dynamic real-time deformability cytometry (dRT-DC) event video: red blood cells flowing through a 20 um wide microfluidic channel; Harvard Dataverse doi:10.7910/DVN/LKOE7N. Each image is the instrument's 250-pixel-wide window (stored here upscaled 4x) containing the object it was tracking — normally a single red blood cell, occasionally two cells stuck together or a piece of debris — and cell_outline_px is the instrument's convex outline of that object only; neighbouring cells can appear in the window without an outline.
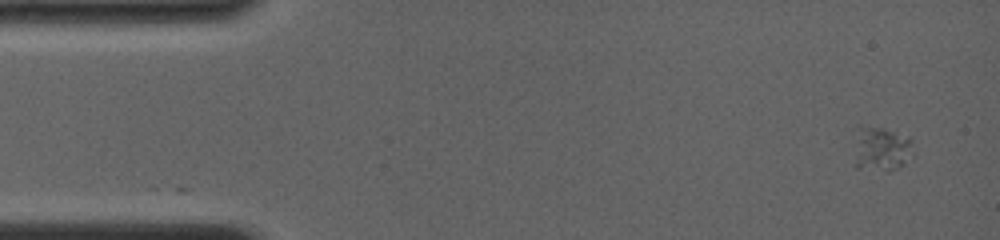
{"species": "common noctule bat (a hibernating species)", "species_latin": "Nyctalus noctula", "temperature_condition": "room temperature", "stored_images_in_passage": 2, "camera_frame_rate_fps": 4000, "um_per_image_px": 0.085, "animal": {"sex": "female", "body_mass_g": 19.0, "forearm_length_mm": 56.7}, "frame": {"image": 1, "passage_image": 2, "time_ms": 0.5, "image_size_px": [1000, 240], "cell_outline_px": [[912, 156], [904, 164], [888, 172], [856, 168], [856, 164], [860, 140], [864, 128], [880, 128], [896, 132], [908, 136], [912, 140]], "centroid_in_image_um": [75.07, 12.75], "position_along_channel_um": 9.9, "area_um2": 14.28}}